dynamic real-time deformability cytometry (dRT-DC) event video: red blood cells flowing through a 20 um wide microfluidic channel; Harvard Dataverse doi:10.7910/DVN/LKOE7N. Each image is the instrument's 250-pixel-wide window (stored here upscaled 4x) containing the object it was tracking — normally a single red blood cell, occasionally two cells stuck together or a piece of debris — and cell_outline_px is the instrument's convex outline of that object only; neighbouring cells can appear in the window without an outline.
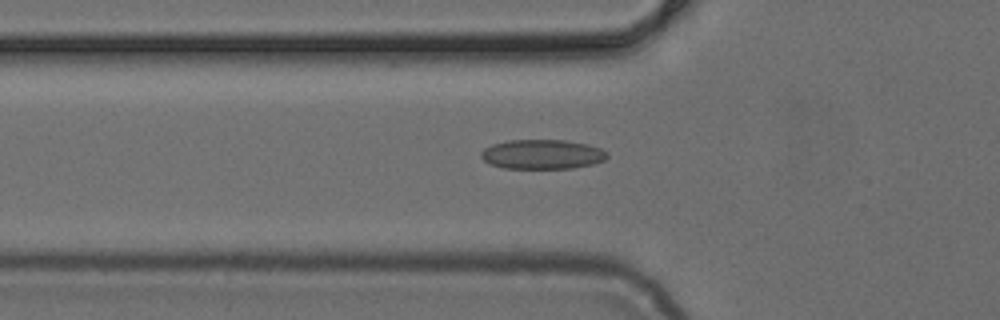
{"species": "common noctule bat (a hibernating species)", "species_latin": "Nyctalus noctula", "temperature_condition": "cold", "stored_images_in_passage": 38, "camera_frame_rate_fps": 3000, "um_per_image_px": 0.085, "animal": {"sex": "female", "body_mass_g": 24.6, "forearm_length_mm": 56.2}, "frame": {"image": 1, "passage_image": 6, "time_ms": 1.667, "image_size_px": [1000, 320], "cell_outline_px": [[608, 156], [604, 160], [592, 164], [572, 168], [504, 168], [488, 164], [480, 156], [480, 152], [484, 148], [492, 144], [508, 140], [564, 140], [588, 144], [600, 148], [608, 152]], "centroid_in_image_um": [46.07, 13.11], "position_along_channel_um": 79.7, "area_um2": 21.79}}
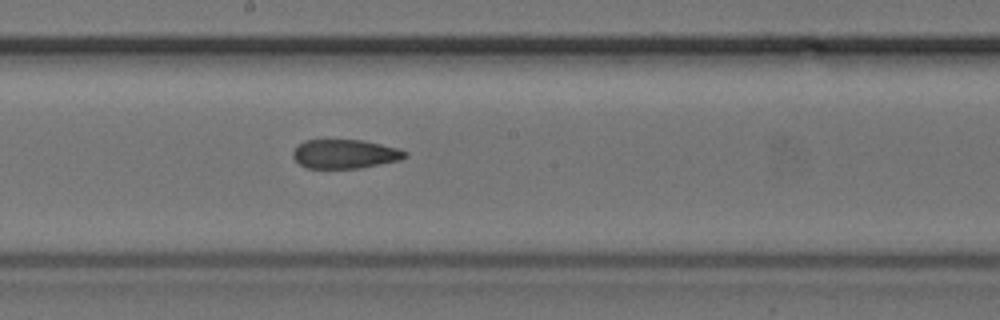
{"frame": {"image": 2, "passage_image": 16, "time_ms": 5.0, "image_size_px": [1000, 320], "cell_outline_px": [[408, 156], [400, 160], [360, 168], [308, 168], [300, 164], [292, 156], [292, 152], [296, 144], [304, 140], [360, 140], [400, 148], [408, 152]], "centroid_in_image_um": [29.31, 13.08], "position_along_channel_um": 218.9, "area_um2": 19.07}}
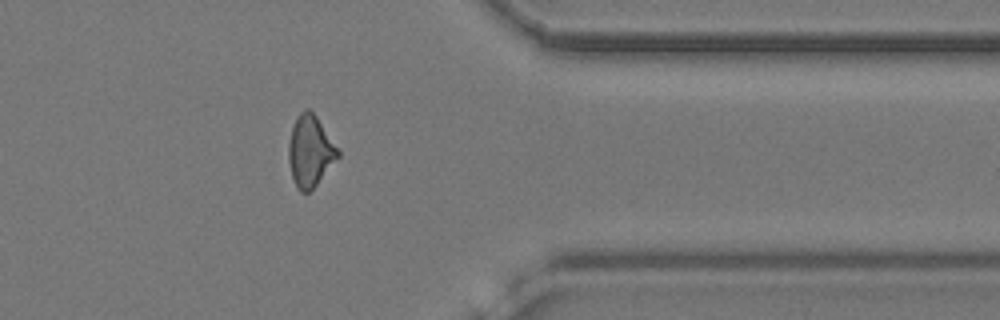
{"frame": {"image": 3, "passage_image": 29, "time_ms": 9.333, "image_size_px": [1000, 320], "cell_outline_px": [[340, 156], [316, 184], [308, 192], [300, 192], [296, 188], [292, 176], [288, 160], [288, 144], [292, 128], [300, 112], [304, 108], [308, 108], [316, 116], [340, 152]], "centroid_in_image_um": [26.35, 12.85], "position_along_channel_um": 385.1, "area_um2": 20.17}}